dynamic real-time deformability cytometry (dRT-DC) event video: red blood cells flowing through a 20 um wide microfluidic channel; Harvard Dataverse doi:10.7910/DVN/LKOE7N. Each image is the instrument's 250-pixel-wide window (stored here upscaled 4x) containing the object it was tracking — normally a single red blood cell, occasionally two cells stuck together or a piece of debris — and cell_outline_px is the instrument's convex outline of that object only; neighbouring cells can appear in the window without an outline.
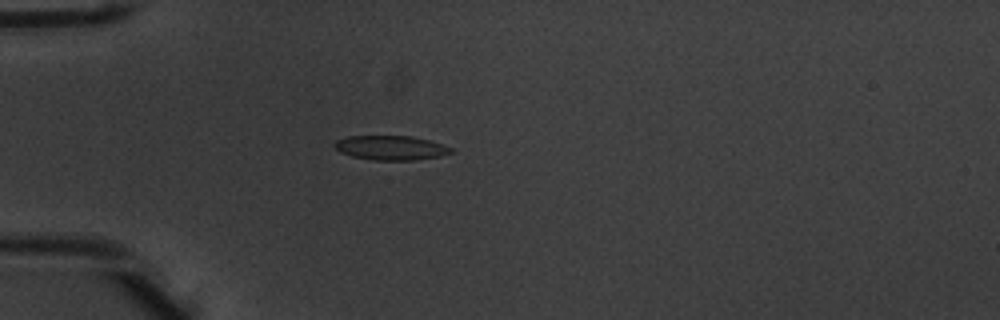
{"species": "common noctule bat (a hibernating species)", "species_latin": "Nyctalus noctula", "temperature_condition": "warm", "stored_images_in_passage": 5, "camera_frame_rate_fps": 3000, "um_per_image_px": 0.085, "animal": {"sex": "male", "body_mass_g": 20.1, "forearm_length_mm": 53.5}, "frame": {"image": 1, "passage_image": 4, "time_ms": 1.0, "image_size_px": [1000, 320], "cell_outline_px": [[456, 152], [440, 156], [412, 160], [372, 160], [352, 156], [340, 152], [332, 144], [336, 140], [348, 136], [412, 136], [428, 140], [452, 148]], "centroid_in_image_um": [33.21, 12.56], "position_along_channel_um": 51.8, "area_um2": 16.53}}